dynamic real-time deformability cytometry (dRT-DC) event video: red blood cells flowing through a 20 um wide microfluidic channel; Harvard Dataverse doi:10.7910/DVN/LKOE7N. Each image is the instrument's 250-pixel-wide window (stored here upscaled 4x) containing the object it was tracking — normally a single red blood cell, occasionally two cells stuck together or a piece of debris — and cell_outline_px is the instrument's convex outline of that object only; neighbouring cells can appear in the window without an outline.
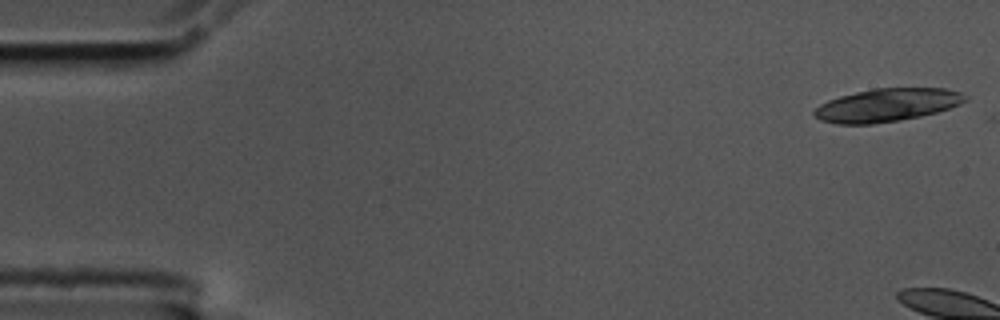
{"species": "common noctule bat (a hibernating species)", "species_latin": "Nyctalus noctula", "temperature_condition": "cold", "stored_images_in_passage": 5, "camera_frame_rate_fps": 3000, "um_per_image_px": 0.085, "animal": {"sex": "male", "body_mass_g": 17.5, "forearm_length_mm": 52.3}, "frame": {"image": 1, "passage_image": 1, "time_ms": 0.0, "image_size_px": [1000, 320], "cell_outline_px": [[968, 100], [960, 104], [936, 112], [920, 116], [900, 120], [872, 124], [836, 124], [820, 120], [812, 116], [812, 112], [820, 104], [828, 100], [840, 96], [856, 92], [876, 88], [944, 88], [960, 92], [968, 96]], "centroid_in_image_um": [75.37, 8.93], "position_along_channel_um": 9.6, "area_um2": 29.13}}